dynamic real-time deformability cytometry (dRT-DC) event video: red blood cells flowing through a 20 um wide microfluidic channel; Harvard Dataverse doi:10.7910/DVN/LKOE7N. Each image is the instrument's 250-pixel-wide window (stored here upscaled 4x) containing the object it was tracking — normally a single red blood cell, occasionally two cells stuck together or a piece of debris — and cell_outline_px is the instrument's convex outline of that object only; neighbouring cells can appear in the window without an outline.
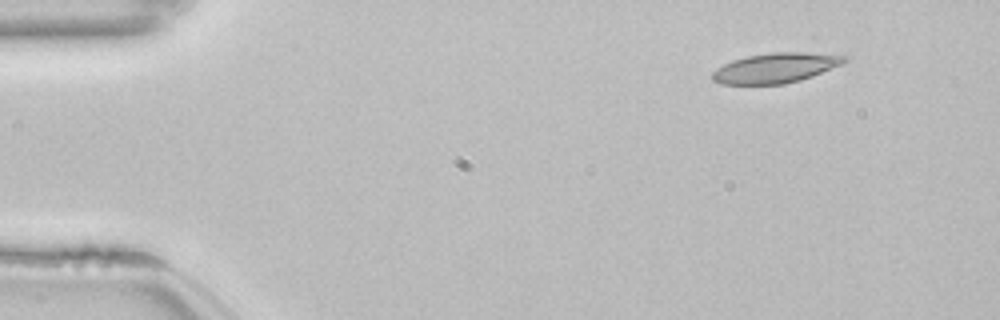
{"species": "common noctule bat (a hibernating species)", "species_latin": "Nyctalus noctula", "temperature_condition": "room temperature", "stored_images_in_passage": 48, "camera_frame_rate_fps": 3000, "um_per_image_px": 0.085, "animal": {"sex": "female", "body_mass_g": 22.7, "forearm_length_mm": 54.2}, "frame": {"image": 1, "passage_image": 1, "time_ms": 0.0, "image_size_px": [1000, 320], "cell_outline_px": [[848, 60], [840, 64], [812, 76], [800, 80], [784, 84], [720, 84], [712, 80], [708, 76], [716, 68], [732, 60], [748, 56], [772, 52], [800, 52], [848, 56]], "centroid_in_image_um": [65.85, 5.78], "position_along_channel_um": 19.1, "area_um2": 22.95}}
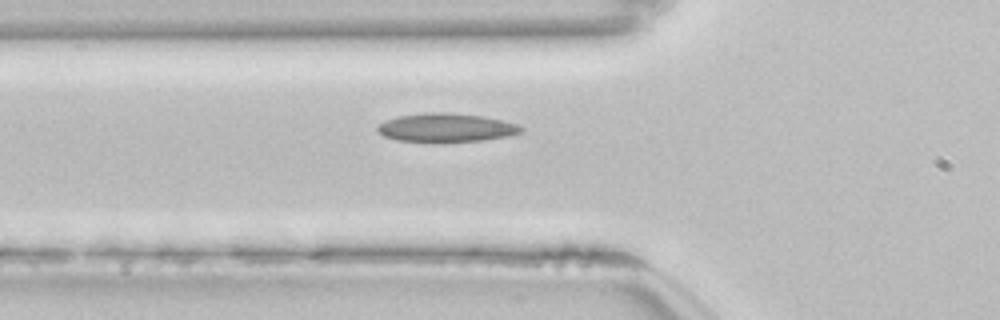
{"frame": {"image": 2, "passage_image": 14, "time_ms": 4.333, "image_size_px": [1000, 320], "cell_outline_px": [[524, 128], [520, 132], [508, 136], [484, 140], [444, 144], [432, 144], [396, 140], [384, 136], [376, 128], [384, 120], [396, 116], [432, 112], [448, 112], [484, 116], [520, 124]], "centroid_in_image_um": [37.92, 10.88], "position_along_channel_um": 87.9, "area_um2": 24.85}}
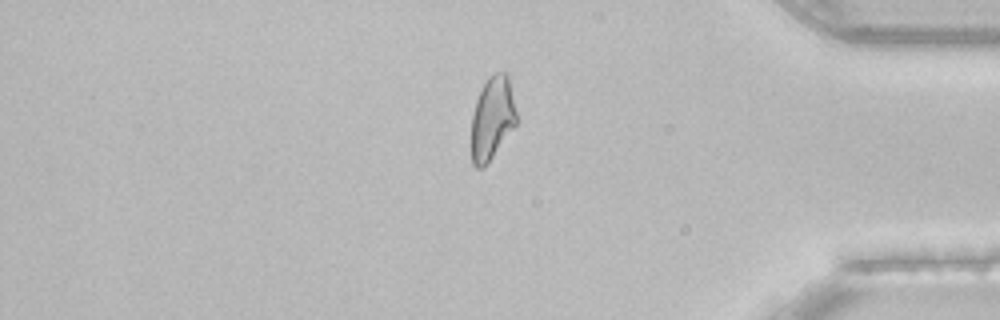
{"frame": {"image": 3, "passage_image": 40, "time_ms": 13.0, "image_size_px": [1000, 320], "cell_outline_px": [[516, 124], [492, 156], [480, 168], [476, 168], [472, 164], [472, 116], [476, 100], [488, 76], [492, 72], [508, 72], [516, 112]], "centroid_in_image_um": [41.84, 9.98], "position_along_channel_um": 393.4, "area_um2": 21.44}, "authors_computed_cell_mechanics": {"area_um2": 22.6576, "velocity_mm_per_s": 3.8397, "shape_relaxation_time_tau1_ms": null, "shape_relaxation_time_tau2_ms": 3.1043, "deformation_change_tau1": null, "deformation_change_tau2": 0.1005}}